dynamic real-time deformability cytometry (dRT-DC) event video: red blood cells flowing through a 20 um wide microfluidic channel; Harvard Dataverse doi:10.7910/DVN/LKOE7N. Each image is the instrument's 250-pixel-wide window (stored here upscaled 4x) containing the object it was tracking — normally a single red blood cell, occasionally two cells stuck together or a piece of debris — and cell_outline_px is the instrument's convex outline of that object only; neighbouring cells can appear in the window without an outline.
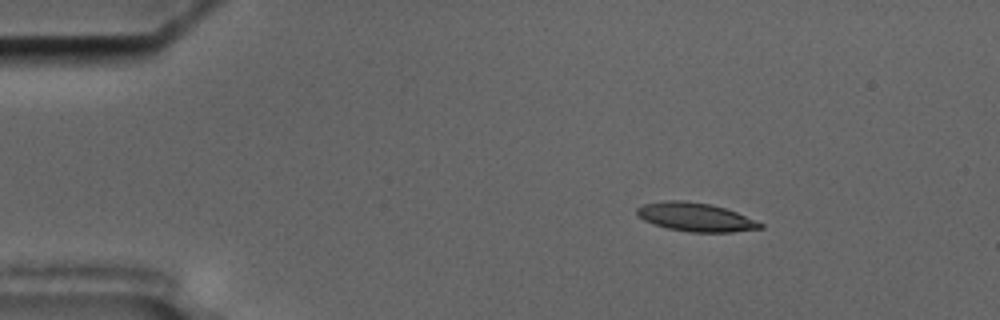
{"species": "common noctule bat (a hibernating species)", "species_latin": "Nyctalus noctula", "temperature_condition": "cold", "stored_images_in_passage": 4, "camera_frame_rate_fps": 3000, "um_per_image_px": 0.085, "animal": {"sex": "male", "body_mass_g": 17.5, "forearm_length_mm": 52.3}, "frame": {"image": 1, "passage_image": 2, "time_ms": 1.333, "image_size_px": [1000, 320], "cell_outline_px": [[764, 228], [732, 232], [692, 232], [668, 228], [644, 220], [636, 212], [636, 208], [644, 204], [664, 200], [684, 200], [712, 204], [736, 212], [764, 224]], "centroid_in_image_um": [59.14, 18.44], "position_along_channel_um": 25.9, "area_um2": 20.4}}